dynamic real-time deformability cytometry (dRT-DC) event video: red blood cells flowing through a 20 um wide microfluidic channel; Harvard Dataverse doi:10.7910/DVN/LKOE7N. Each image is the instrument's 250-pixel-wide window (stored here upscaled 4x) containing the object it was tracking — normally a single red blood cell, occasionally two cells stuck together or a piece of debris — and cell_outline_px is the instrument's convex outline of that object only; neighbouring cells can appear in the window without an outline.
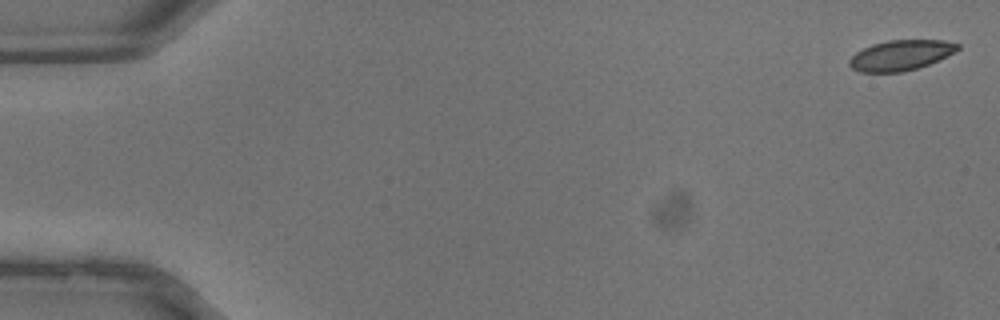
{"species": "common noctule bat (a hibernating species)", "species_latin": "Nyctalus noctula", "temperature_condition": "warm", "stored_images_in_passage": 37, "camera_frame_rate_fps": 3000, "um_per_image_px": 0.085, "animal": {"sex": "male", "body_mass_g": 13.3}, "frame": {"image": 1, "passage_image": 1, "time_ms": 0.0, "image_size_px": [1000, 320], "cell_outline_px": [[960, 48], [928, 64], [904, 72], [860, 72], [852, 68], [848, 64], [848, 60], [856, 52], [872, 44], [888, 40], [944, 40], [960, 44]], "centroid_in_image_um": [76.51, 4.69], "position_along_channel_um": 8.5, "area_um2": 18.9}}
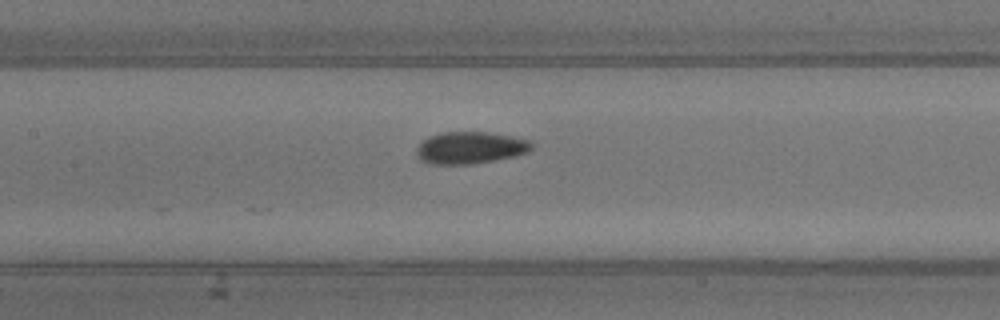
{"frame": {"image": 2, "passage_image": 18, "time_ms": 5.667, "image_size_px": [1000, 320], "cell_outline_px": [[532, 148], [528, 152], [516, 156], [496, 160], [472, 164], [428, 164], [420, 160], [416, 156], [416, 148], [428, 136], [440, 132], [488, 132], [512, 136], [532, 140]], "centroid_in_image_um": [39.97, 12.56], "position_along_channel_um": 167.4, "area_um2": 21.79}}
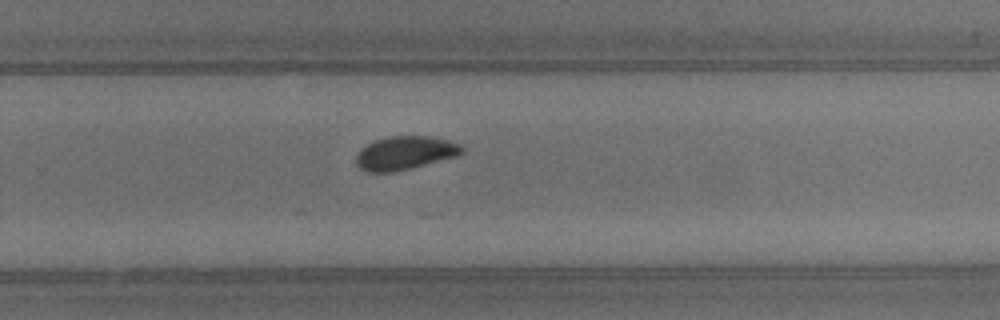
{"frame": {"image": 3, "passage_image": 25, "time_ms": 8.0, "image_size_px": [1000, 320], "cell_outline_px": [[464, 152], [456, 156], [392, 172], [364, 172], [356, 164], [356, 156], [360, 148], [376, 140], [388, 136], [428, 136], [448, 140], [460, 144], [464, 148]], "centroid_in_image_um": [34.4, 12.99], "position_along_channel_um": 295.4, "area_um2": 20.46}}